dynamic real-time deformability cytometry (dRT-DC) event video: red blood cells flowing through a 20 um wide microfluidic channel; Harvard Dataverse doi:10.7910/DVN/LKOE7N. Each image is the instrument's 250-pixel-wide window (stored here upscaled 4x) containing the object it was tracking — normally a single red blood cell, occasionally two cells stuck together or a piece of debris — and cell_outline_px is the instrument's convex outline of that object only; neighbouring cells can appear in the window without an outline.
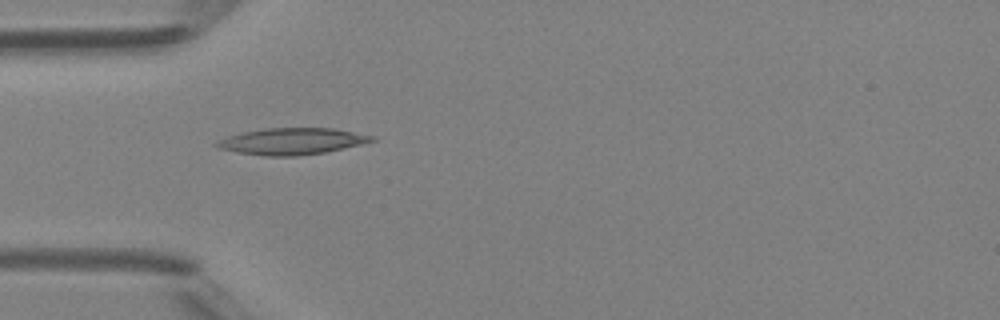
{"species": "Egyptian fruit bat (a non-hibernating species)", "species_latin": "Rousettus aegyptiacus", "temperature_condition": "room temperature", "stored_images_in_passage": 2, "camera_frame_rate_fps": 3000, "um_per_image_px": 0.085, "animal": {"sex": "female"}, "frame": {"image": 1, "passage_image": 1, "time_ms": 0.0, "image_size_px": [1000, 320], "cell_outline_px": [[376, 140], [360, 144], [324, 152], [296, 156], [264, 156], [236, 152], [220, 148], [212, 144], [228, 136], [244, 132], [264, 128], [332, 128], [376, 136]], "centroid_in_image_um": [24.8, 12.01], "position_along_channel_um": 60.2, "area_um2": 23.76}}
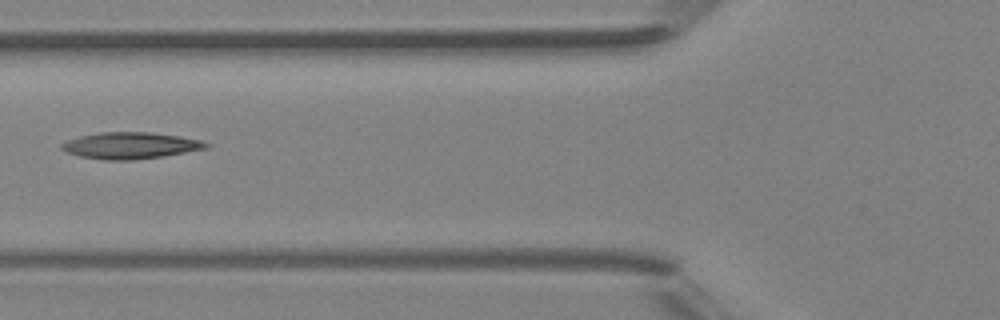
{"frame": {"image": 2, "passage_image": 2, "time_ms": 1.333, "image_size_px": [1000, 320], "cell_outline_px": [[208, 148], [160, 156], [132, 160], [104, 160], [80, 156], [68, 152], [60, 148], [60, 144], [68, 140], [80, 136], [100, 132], [148, 132], [180, 136], [200, 140], [208, 144]], "centroid_in_image_um": [11.05, 12.36], "position_along_channel_um": 114.8, "area_um2": 22.02}}